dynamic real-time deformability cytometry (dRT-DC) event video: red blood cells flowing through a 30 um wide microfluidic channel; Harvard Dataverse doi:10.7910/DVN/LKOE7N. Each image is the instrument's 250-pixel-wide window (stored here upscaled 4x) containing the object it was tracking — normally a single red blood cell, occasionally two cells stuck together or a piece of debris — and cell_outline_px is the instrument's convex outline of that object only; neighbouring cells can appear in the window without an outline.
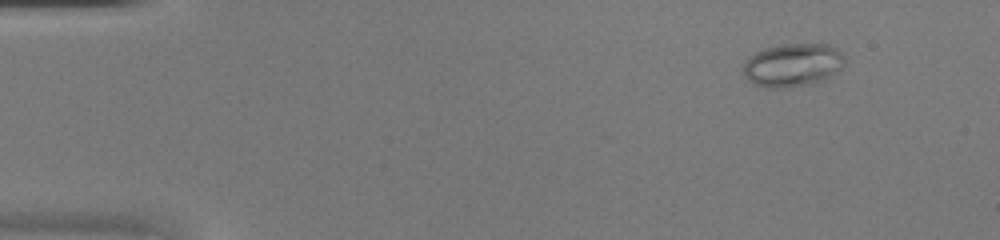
{"species": "common noctule bat (a hibernating species)", "species_latin": "Nyctalus noctula", "temperature_condition": "warm", "stored_images_in_passage": 47, "camera_frame_rate_fps": 3000, "um_per_image_px": 0.085, "animal": {"sex": "female", "body_mass_g": 20.0, "forearm_length_mm": 54.0}, "frame": {"image": 1, "passage_image": 5, "time_ms": 1.333, "image_size_px": [1000, 240], "cell_outline_px": [[844, 64], [828, 80], [816, 84], [780, 88], [772, 88], [756, 84], [748, 80], [744, 76], [744, 64], [756, 52], [764, 48], [780, 44], [832, 44], [844, 56]], "centroid_in_image_um": [67.44, 5.53], "position_along_channel_um": 17.6, "area_um2": 25.72}}
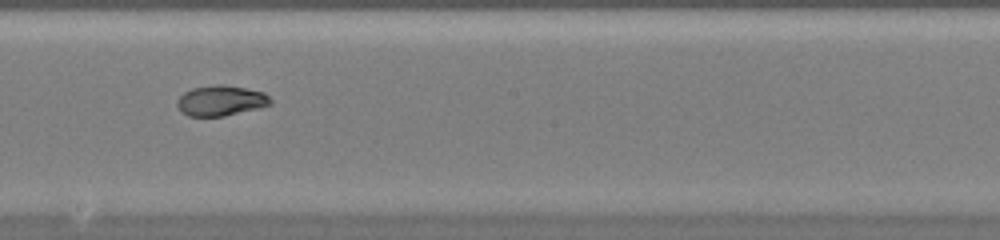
{"frame": {"image": 2, "passage_image": 27, "time_ms": 8.667, "image_size_px": [1000, 240], "cell_outline_px": [[272, 104], [260, 108], [224, 116], [188, 116], [180, 112], [176, 104], [176, 100], [184, 92], [192, 88], [216, 84], [220, 84], [244, 88], [264, 92], [272, 100]], "centroid_in_image_um": [18.75, 8.56], "position_along_channel_um": 229.4, "area_um2": 16.65}}
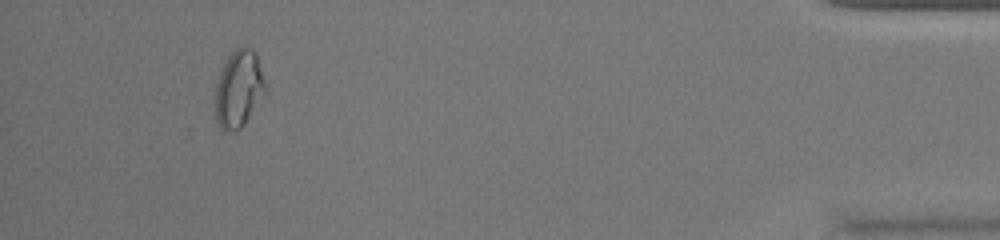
{"frame": {"image": 3, "passage_image": 44, "time_ms": 14.333, "image_size_px": [1000, 240], "cell_outline_px": [[268, 88], [264, 96], [244, 124], [240, 128], [232, 132], [224, 132], [220, 128], [216, 120], [216, 84], [220, 72], [228, 56], [236, 48], [244, 44], [252, 48], [256, 52]], "centroid_in_image_um": [20.32, 7.53], "position_along_channel_um": 414.9, "area_um2": 22.89}}